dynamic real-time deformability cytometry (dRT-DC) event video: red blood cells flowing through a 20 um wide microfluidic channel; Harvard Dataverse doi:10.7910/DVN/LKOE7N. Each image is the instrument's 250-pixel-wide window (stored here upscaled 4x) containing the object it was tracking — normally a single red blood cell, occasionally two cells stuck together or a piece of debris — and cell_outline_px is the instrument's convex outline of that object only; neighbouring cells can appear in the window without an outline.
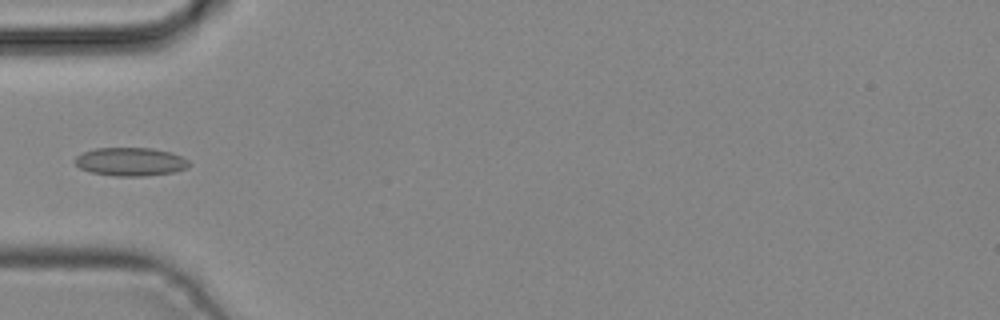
{"species": "common noctule bat (a hibernating species)", "species_latin": "Nyctalus noctula", "temperature_condition": "cold", "stored_images_in_passage": 4, "camera_frame_rate_fps": 3000, "um_per_image_px": 0.085, "animal": {"sex": "male", "body_mass_g": 19.2, "forearm_length_mm": 51.8}, "frame": {"image": 1, "passage_image": 4, "time_ms": 1.0, "image_size_px": [1000, 320], "cell_outline_px": [[192, 164], [188, 168], [172, 172], [144, 176], [116, 176], [92, 172], [80, 168], [72, 160], [76, 156], [84, 152], [96, 148], [152, 148], [172, 152], [188, 160]], "centroid_in_image_um": [11.11, 13.74], "position_along_channel_um": 73.9, "area_um2": 18.9}}